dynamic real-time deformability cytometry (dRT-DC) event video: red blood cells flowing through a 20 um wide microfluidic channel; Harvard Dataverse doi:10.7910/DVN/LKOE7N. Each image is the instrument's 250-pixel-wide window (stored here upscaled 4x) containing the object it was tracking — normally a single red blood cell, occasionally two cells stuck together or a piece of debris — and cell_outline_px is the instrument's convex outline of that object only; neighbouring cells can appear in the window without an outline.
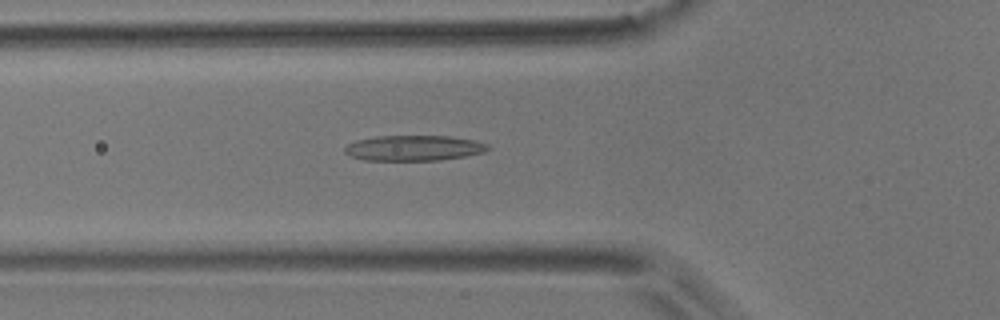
{"species": "common noctule bat (a hibernating species)", "species_latin": "Nyctalus noctula", "temperature_condition": "room temperature", "stored_images_in_passage": 46, "camera_frame_rate_fps": 3000, "um_per_image_px": 0.085, "animal": {"sex": "male", "body_mass_g": 17.9}, "frame": {"image": 1, "passage_image": 12, "time_ms": 3.667, "image_size_px": [1000, 320], "cell_outline_px": [[492, 148], [484, 152], [464, 156], [440, 160], [364, 160], [352, 156], [344, 152], [344, 148], [348, 144], [356, 140], [376, 136], [448, 136], [476, 140], [488, 144]], "centroid_in_image_um": [35.2, 12.58], "position_along_channel_um": 90.6, "area_um2": 21.21}}
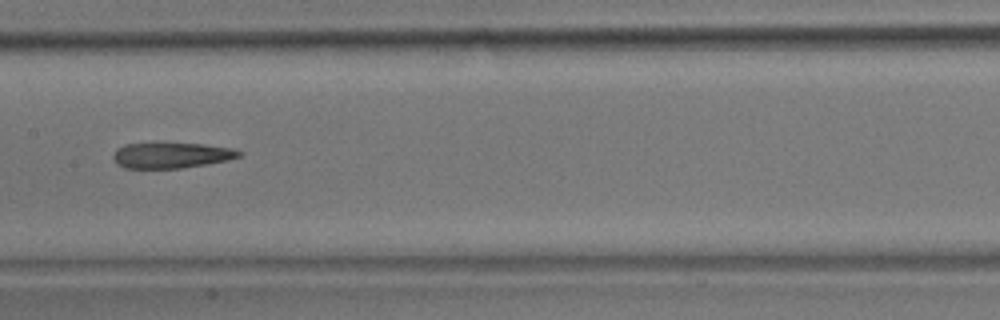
{"frame": {"image": 2, "passage_image": 20, "time_ms": 6.333, "image_size_px": [1000, 320], "cell_outline_px": [[244, 152], [240, 156], [228, 160], [208, 164], [180, 168], [124, 168], [116, 164], [112, 156], [116, 148], [124, 144], [204, 144], [236, 148]], "centroid_in_image_um": [14.59, 13.21], "position_along_channel_um": 192.8, "area_um2": 18.84}}
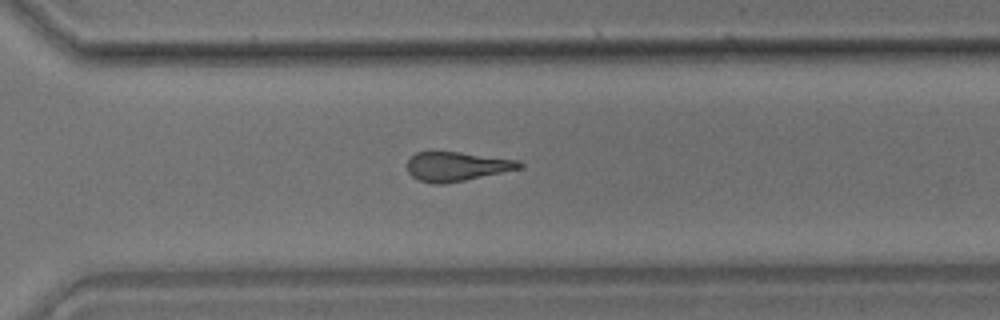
{"frame": {"image": 3, "passage_image": 31, "time_ms": 10.0, "image_size_px": [1000, 320], "cell_outline_px": [[524, 164], [520, 168], [464, 180], [444, 184], [432, 184], [420, 180], [412, 176], [408, 172], [408, 160], [416, 152], [460, 152], [520, 160]], "centroid_in_image_um": [38.82, 14.14], "position_along_channel_um": 331.8, "area_um2": 18.9}, "authors_computed_cell_mechanics": {"area_um2": 19.8254, "velocity_mm_per_s": 3.803, "shape_relaxation_time_tau1_ms": 11.2156, "shape_relaxation_time_tau2_ms": 3.8795, "deformation_change_tau1": 0.2774, "deformation_change_tau2": 0.1645}}